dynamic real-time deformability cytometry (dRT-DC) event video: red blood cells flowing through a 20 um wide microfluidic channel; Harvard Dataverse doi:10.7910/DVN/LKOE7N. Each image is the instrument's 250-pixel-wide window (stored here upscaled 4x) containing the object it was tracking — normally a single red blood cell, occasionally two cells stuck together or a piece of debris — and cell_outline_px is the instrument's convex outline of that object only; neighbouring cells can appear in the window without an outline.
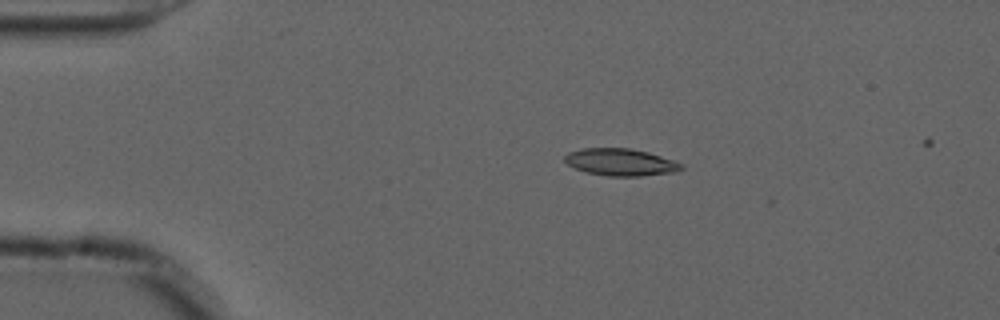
{"species": "common noctule bat (a hibernating species)", "species_latin": "Nyctalus noctula", "temperature_condition": "cold", "stored_images_in_passage": 6, "camera_frame_rate_fps": 3000, "um_per_image_px": 0.085, "animal": {"sex": "male", "forearm_length_mm": 52.5}, "frame": {"image": 1, "passage_image": 1, "time_ms": 0.0, "image_size_px": [1000, 320], "cell_outline_px": [[684, 168], [676, 172], [640, 176], [604, 176], [584, 172], [568, 164], [564, 160], [564, 156], [568, 152], [580, 148], [632, 148], [648, 152], [684, 164]], "centroid_in_image_um": [52.74, 13.78], "position_along_channel_um": 32.3, "area_um2": 18.61}}